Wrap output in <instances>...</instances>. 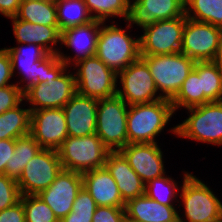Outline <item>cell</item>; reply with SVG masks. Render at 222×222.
I'll return each mask as SVG.
<instances>
[{
	"instance_id": "cell-3",
	"label": "cell",
	"mask_w": 222,
	"mask_h": 222,
	"mask_svg": "<svg viewBox=\"0 0 222 222\" xmlns=\"http://www.w3.org/2000/svg\"><path fill=\"white\" fill-rule=\"evenodd\" d=\"M127 31L111 24L102 23L95 55L116 73L141 57L140 37L133 39Z\"/></svg>"
},
{
	"instance_id": "cell-23",
	"label": "cell",
	"mask_w": 222,
	"mask_h": 222,
	"mask_svg": "<svg viewBox=\"0 0 222 222\" xmlns=\"http://www.w3.org/2000/svg\"><path fill=\"white\" fill-rule=\"evenodd\" d=\"M10 19L12 20L13 34L17 43H33L42 47L48 54H58L59 50H56L55 46L61 43L59 26L33 24L17 19L16 17H11Z\"/></svg>"
},
{
	"instance_id": "cell-40",
	"label": "cell",
	"mask_w": 222,
	"mask_h": 222,
	"mask_svg": "<svg viewBox=\"0 0 222 222\" xmlns=\"http://www.w3.org/2000/svg\"><path fill=\"white\" fill-rule=\"evenodd\" d=\"M0 222H25V212L22 201L0 211Z\"/></svg>"
},
{
	"instance_id": "cell-14",
	"label": "cell",
	"mask_w": 222,
	"mask_h": 222,
	"mask_svg": "<svg viewBox=\"0 0 222 222\" xmlns=\"http://www.w3.org/2000/svg\"><path fill=\"white\" fill-rule=\"evenodd\" d=\"M221 31V27L187 18L180 52L195 62L213 61Z\"/></svg>"
},
{
	"instance_id": "cell-27",
	"label": "cell",
	"mask_w": 222,
	"mask_h": 222,
	"mask_svg": "<svg viewBox=\"0 0 222 222\" xmlns=\"http://www.w3.org/2000/svg\"><path fill=\"white\" fill-rule=\"evenodd\" d=\"M193 69L201 77L204 104L222 101V68L212 61L195 62Z\"/></svg>"
},
{
	"instance_id": "cell-42",
	"label": "cell",
	"mask_w": 222,
	"mask_h": 222,
	"mask_svg": "<svg viewBox=\"0 0 222 222\" xmlns=\"http://www.w3.org/2000/svg\"><path fill=\"white\" fill-rule=\"evenodd\" d=\"M21 0H0V13L11 18L17 15Z\"/></svg>"
},
{
	"instance_id": "cell-31",
	"label": "cell",
	"mask_w": 222,
	"mask_h": 222,
	"mask_svg": "<svg viewBox=\"0 0 222 222\" xmlns=\"http://www.w3.org/2000/svg\"><path fill=\"white\" fill-rule=\"evenodd\" d=\"M185 16L222 28V0H185Z\"/></svg>"
},
{
	"instance_id": "cell-16",
	"label": "cell",
	"mask_w": 222,
	"mask_h": 222,
	"mask_svg": "<svg viewBox=\"0 0 222 222\" xmlns=\"http://www.w3.org/2000/svg\"><path fill=\"white\" fill-rule=\"evenodd\" d=\"M83 187V177L79 172L62 169L50 186L38 196L53 210L61 221L71 211L78 192Z\"/></svg>"
},
{
	"instance_id": "cell-11",
	"label": "cell",
	"mask_w": 222,
	"mask_h": 222,
	"mask_svg": "<svg viewBox=\"0 0 222 222\" xmlns=\"http://www.w3.org/2000/svg\"><path fill=\"white\" fill-rule=\"evenodd\" d=\"M63 169L57 150L42 148L29 160L17 180L21 195H38Z\"/></svg>"
},
{
	"instance_id": "cell-2",
	"label": "cell",
	"mask_w": 222,
	"mask_h": 222,
	"mask_svg": "<svg viewBox=\"0 0 222 222\" xmlns=\"http://www.w3.org/2000/svg\"><path fill=\"white\" fill-rule=\"evenodd\" d=\"M174 114L169 99H159L150 103L134 104L128 107V144L157 143L161 133Z\"/></svg>"
},
{
	"instance_id": "cell-30",
	"label": "cell",
	"mask_w": 222,
	"mask_h": 222,
	"mask_svg": "<svg viewBox=\"0 0 222 222\" xmlns=\"http://www.w3.org/2000/svg\"><path fill=\"white\" fill-rule=\"evenodd\" d=\"M174 112L180 107L191 108L204 104V91L202 90L201 77L192 69L184 80L177 94L170 100Z\"/></svg>"
},
{
	"instance_id": "cell-24",
	"label": "cell",
	"mask_w": 222,
	"mask_h": 222,
	"mask_svg": "<svg viewBox=\"0 0 222 222\" xmlns=\"http://www.w3.org/2000/svg\"><path fill=\"white\" fill-rule=\"evenodd\" d=\"M126 216L138 222H177L175 206H166L150 199L146 194L129 200L125 205Z\"/></svg>"
},
{
	"instance_id": "cell-26",
	"label": "cell",
	"mask_w": 222,
	"mask_h": 222,
	"mask_svg": "<svg viewBox=\"0 0 222 222\" xmlns=\"http://www.w3.org/2000/svg\"><path fill=\"white\" fill-rule=\"evenodd\" d=\"M21 105L0 114V140L17 139L30 134L31 110Z\"/></svg>"
},
{
	"instance_id": "cell-4",
	"label": "cell",
	"mask_w": 222,
	"mask_h": 222,
	"mask_svg": "<svg viewBox=\"0 0 222 222\" xmlns=\"http://www.w3.org/2000/svg\"><path fill=\"white\" fill-rule=\"evenodd\" d=\"M180 198L186 218L180 222H214L222 217V202L213 191L192 173L184 172Z\"/></svg>"
},
{
	"instance_id": "cell-18",
	"label": "cell",
	"mask_w": 222,
	"mask_h": 222,
	"mask_svg": "<svg viewBox=\"0 0 222 222\" xmlns=\"http://www.w3.org/2000/svg\"><path fill=\"white\" fill-rule=\"evenodd\" d=\"M103 21L93 19L83 25L66 28L61 31V44L66 47L74 48L76 52L75 56H67L60 51L58 57L62 60L67 67L70 63L76 64L80 60L86 59L87 57L94 56L96 53L97 38L102 26ZM75 62H73V61Z\"/></svg>"
},
{
	"instance_id": "cell-43",
	"label": "cell",
	"mask_w": 222,
	"mask_h": 222,
	"mask_svg": "<svg viewBox=\"0 0 222 222\" xmlns=\"http://www.w3.org/2000/svg\"><path fill=\"white\" fill-rule=\"evenodd\" d=\"M94 214L75 213L71 211L60 222H92Z\"/></svg>"
},
{
	"instance_id": "cell-8",
	"label": "cell",
	"mask_w": 222,
	"mask_h": 222,
	"mask_svg": "<svg viewBox=\"0 0 222 222\" xmlns=\"http://www.w3.org/2000/svg\"><path fill=\"white\" fill-rule=\"evenodd\" d=\"M128 107L118 95L98 100L96 134L110 151H118L128 144Z\"/></svg>"
},
{
	"instance_id": "cell-10",
	"label": "cell",
	"mask_w": 222,
	"mask_h": 222,
	"mask_svg": "<svg viewBox=\"0 0 222 222\" xmlns=\"http://www.w3.org/2000/svg\"><path fill=\"white\" fill-rule=\"evenodd\" d=\"M187 17L160 20L142 27L140 37V55L174 54L181 50L183 30Z\"/></svg>"
},
{
	"instance_id": "cell-17",
	"label": "cell",
	"mask_w": 222,
	"mask_h": 222,
	"mask_svg": "<svg viewBox=\"0 0 222 222\" xmlns=\"http://www.w3.org/2000/svg\"><path fill=\"white\" fill-rule=\"evenodd\" d=\"M146 184L165 175L163 152L157 143L127 144L119 150Z\"/></svg>"
},
{
	"instance_id": "cell-15",
	"label": "cell",
	"mask_w": 222,
	"mask_h": 222,
	"mask_svg": "<svg viewBox=\"0 0 222 222\" xmlns=\"http://www.w3.org/2000/svg\"><path fill=\"white\" fill-rule=\"evenodd\" d=\"M30 135L41 148L58 150L68 137L63 109L49 108L31 111Z\"/></svg>"
},
{
	"instance_id": "cell-33",
	"label": "cell",
	"mask_w": 222,
	"mask_h": 222,
	"mask_svg": "<svg viewBox=\"0 0 222 222\" xmlns=\"http://www.w3.org/2000/svg\"><path fill=\"white\" fill-rule=\"evenodd\" d=\"M173 180V178L165 177V175L152 179L145 184V194L160 204L174 206L172 201L178 197L177 194L180 190L177 187V183Z\"/></svg>"
},
{
	"instance_id": "cell-25",
	"label": "cell",
	"mask_w": 222,
	"mask_h": 222,
	"mask_svg": "<svg viewBox=\"0 0 222 222\" xmlns=\"http://www.w3.org/2000/svg\"><path fill=\"white\" fill-rule=\"evenodd\" d=\"M15 17L33 24L58 26L55 0H21Z\"/></svg>"
},
{
	"instance_id": "cell-5",
	"label": "cell",
	"mask_w": 222,
	"mask_h": 222,
	"mask_svg": "<svg viewBox=\"0 0 222 222\" xmlns=\"http://www.w3.org/2000/svg\"><path fill=\"white\" fill-rule=\"evenodd\" d=\"M190 115L172 133L208 144L222 145V101L187 108Z\"/></svg>"
},
{
	"instance_id": "cell-44",
	"label": "cell",
	"mask_w": 222,
	"mask_h": 222,
	"mask_svg": "<svg viewBox=\"0 0 222 222\" xmlns=\"http://www.w3.org/2000/svg\"><path fill=\"white\" fill-rule=\"evenodd\" d=\"M215 64H218L222 68V31L220 34L219 44L213 61Z\"/></svg>"
},
{
	"instance_id": "cell-22",
	"label": "cell",
	"mask_w": 222,
	"mask_h": 222,
	"mask_svg": "<svg viewBox=\"0 0 222 222\" xmlns=\"http://www.w3.org/2000/svg\"><path fill=\"white\" fill-rule=\"evenodd\" d=\"M82 177L83 187L97 206L125 207L117 183L105 166L84 172Z\"/></svg>"
},
{
	"instance_id": "cell-13",
	"label": "cell",
	"mask_w": 222,
	"mask_h": 222,
	"mask_svg": "<svg viewBox=\"0 0 222 222\" xmlns=\"http://www.w3.org/2000/svg\"><path fill=\"white\" fill-rule=\"evenodd\" d=\"M66 68L58 77H51L45 83H39L28 89L24 100L30 103L31 111L63 108L77 93L75 75L67 73Z\"/></svg>"
},
{
	"instance_id": "cell-36",
	"label": "cell",
	"mask_w": 222,
	"mask_h": 222,
	"mask_svg": "<svg viewBox=\"0 0 222 222\" xmlns=\"http://www.w3.org/2000/svg\"><path fill=\"white\" fill-rule=\"evenodd\" d=\"M19 83L0 88V114L16 107L24 100V96Z\"/></svg>"
},
{
	"instance_id": "cell-32",
	"label": "cell",
	"mask_w": 222,
	"mask_h": 222,
	"mask_svg": "<svg viewBox=\"0 0 222 222\" xmlns=\"http://www.w3.org/2000/svg\"><path fill=\"white\" fill-rule=\"evenodd\" d=\"M84 2L95 20L105 22L108 17H122L125 21L131 19L130 0H84ZM94 12L95 15H92Z\"/></svg>"
},
{
	"instance_id": "cell-9",
	"label": "cell",
	"mask_w": 222,
	"mask_h": 222,
	"mask_svg": "<svg viewBox=\"0 0 222 222\" xmlns=\"http://www.w3.org/2000/svg\"><path fill=\"white\" fill-rule=\"evenodd\" d=\"M75 74L77 93L95 99L117 95V73L96 55L80 60Z\"/></svg>"
},
{
	"instance_id": "cell-20",
	"label": "cell",
	"mask_w": 222,
	"mask_h": 222,
	"mask_svg": "<svg viewBox=\"0 0 222 222\" xmlns=\"http://www.w3.org/2000/svg\"><path fill=\"white\" fill-rule=\"evenodd\" d=\"M185 16V0H133L131 19L126 21L127 28L132 24L145 27L160 20Z\"/></svg>"
},
{
	"instance_id": "cell-12",
	"label": "cell",
	"mask_w": 222,
	"mask_h": 222,
	"mask_svg": "<svg viewBox=\"0 0 222 222\" xmlns=\"http://www.w3.org/2000/svg\"><path fill=\"white\" fill-rule=\"evenodd\" d=\"M122 89L117 88V95L129 106L164 99L158 90L147 63L140 57L125 69L119 71Z\"/></svg>"
},
{
	"instance_id": "cell-19",
	"label": "cell",
	"mask_w": 222,
	"mask_h": 222,
	"mask_svg": "<svg viewBox=\"0 0 222 222\" xmlns=\"http://www.w3.org/2000/svg\"><path fill=\"white\" fill-rule=\"evenodd\" d=\"M98 99L76 93L62 108L68 136L83 137L96 133Z\"/></svg>"
},
{
	"instance_id": "cell-37",
	"label": "cell",
	"mask_w": 222,
	"mask_h": 222,
	"mask_svg": "<svg viewBox=\"0 0 222 222\" xmlns=\"http://www.w3.org/2000/svg\"><path fill=\"white\" fill-rule=\"evenodd\" d=\"M125 215V207L97 206L92 222H122Z\"/></svg>"
},
{
	"instance_id": "cell-38",
	"label": "cell",
	"mask_w": 222,
	"mask_h": 222,
	"mask_svg": "<svg viewBox=\"0 0 222 222\" xmlns=\"http://www.w3.org/2000/svg\"><path fill=\"white\" fill-rule=\"evenodd\" d=\"M95 200L88 191L82 187L74 200L72 211L75 213L94 214L96 210Z\"/></svg>"
},
{
	"instance_id": "cell-41",
	"label": "cell",
	"mask_w": 222,
	"mask_h": 222,
	"mask_svg": "<svg viewBox=\"0 0 222 222\" xmlns=\"http://www.w3.org/2000/svg\"><path fill=\"white\" fill-rule=\"evenodd\" d=\"M16 139L0 140V175L5 174L7 162H10L14 154Z\"/></svg>"
},
{
	"instance_id": "cell-28",
	"label": "cell",
	"mask_w": 222,
	"mask_h": 222,
	"mask_svg": "<svg viewBox=\"0 0 222 222\" xmlns=\"http://www.w3.org/2000/svg\"><path fill=\"white\" fill-rule=\"evenodd\" d=\"M41 149V146L30 134L17 138L14 154L5 167V175L17 181L26 164Z\"/></svg>"
},
{
	"instance_id": "cell-1",
	"label": "cell",
	"mask_w": 222,
	"mask_h": 222,
	"mask_svg": "<svg viewBox=\"0 0 222 222\" xmlns=\"http://www.w3.org/2000/svg\"><path fill=\"white\" fill-rule=\"evenodd\" d=\"M6 50L11 58L13 76L15 69H18V73L23 75L20 82L27 81L26 85L20 86L23 94L33 86L45 83L51 77H58L67 68L58 54H48L42 47L33 43L25 47L20 44L19 47Z\"/></svg>"
},
{
	"instance_id": "cell-46",
	"label": "cell",
	"mask_w": 222,
	"mask_h": 222,
	"mask_svg": "<svg viewBox=\"0 0 222 222\" xmlns=\"http://www.w3.org/2000/svg\"><path fill=\"white\" fill-rule=\"evenodd\" d=\"M214 222H222V217L219 220H216Z\"/></svg>"
},
{
	"instance_id": "cell-34",
	"label": "cell",
	"mask_w": 222,
	"mask_h": 222,
	"mask_svg": "<svg viewBox=\"0 0 222 222\" xmlns=\"http://www.w3.org/2000/svg\"><path fill=\"white\" fill-rule=\"evenodd\" d=\"M25 222H60L53 210L38 195H21Z\"/></svg>"
},
{
	"instance_id": "cell-45",
	"label": "cell",
	"mask_w": 222,
	"mask_h": 222,
	"mask_svg": "<svg viewBox=\"0 0 222 222\" xmlns=\"http://www.w3.org/2000/svg\"><path fill=\"white\" fill-rule=\"evenodd\" d=\"M122 222H138V221H135V220H133V219H131L128 216L125 215V217H124Z\"/></svg>"
},
{
	"instance_id": "cell-6",
	"label": "cell",
	"mask_w": 222,
	"mask_h": 222,
	"mask_svg": "<svg viewBox=\"0 0 222 222\" xmlns=\"http://www.w3.org/2000/svg\"><path fill=\"white\" fill-rule=\"evenodd\" d=\"M57 151L63 169L83 174L104 167L110 150L95 133L83 137L68 136Z\"/></svg>"
},
{
	"instance_id": "cell-21",
	"label": "cell",
	"mask_w": 222,
	"mask_h": 222,
	"mask_svg": "<svg viewBox=\"0 0 222 222\" xmlns=\"http://www.w3.org/2000/svg\"><path fill=\"white\" fill-rule=\"evenodd\" d=\"M104 166L117 183L118 190L125 203L145 194V183L131 168L119 150L108 152Z\"/></svg>"
},
{
	"instance_id": "cell-29",
	"label": "cell",
	"mask_w": 222,
	"mask_h": 222,
	"mask_svg": "<svg viewBox=\"0 0 222 222\" xmlns=\"http://www.w3.org/2000/svg\"><path fill=\"white\" fill-rule=\"evenodd\" d=\"M55 5L60 31L93 20L84 0H55Z\"/></svg>"
},
{
	"instance_id": "cell-7",
	"label": "cell",
	"mask_w": 222,
	"mask_h": 222,
	"mask_svg": "<svg viewBox=\"0 0 222 222\" xmlns=\"http://www.w3.org/2000/svg\"><path fill=\"white\" fill-rule=\"evenodd\" d=\"M147 63L161 96L171 100L194 67L195 61L181 52L141 56Z\"/></svg>"
},
{
	"instance_id": "cell-39",
	"label": "cell",
	"mask_w": 222,
	"mask_h": 222,
	"mask_svg": "<svg viewBox=\"0 0 222 222\" xmlns=\"http://www.w3.org/2000/svg\"><path fill=\"white\" fill-rule=\"evenodd\" d=\"M12 63L11 58L6 48L0 49V88L11 85L12 78Z\"/></svg>"
},
{
	"instance_id": "cell-35",
	"label": "cell",
	"mask_w": 222,
	"mask_h": 222,
	"mask_svg": "<svg viewBox=\"0 0 222 222\" xmlns=\"http://www.w3.org/2000/svg\"><path fill=\"white\" fill-rule=\"evenodd\" d=\"M21 199V193L16 180L5 174L0 175V211L13 206Z\"/></svg>"
}]
</instances>
